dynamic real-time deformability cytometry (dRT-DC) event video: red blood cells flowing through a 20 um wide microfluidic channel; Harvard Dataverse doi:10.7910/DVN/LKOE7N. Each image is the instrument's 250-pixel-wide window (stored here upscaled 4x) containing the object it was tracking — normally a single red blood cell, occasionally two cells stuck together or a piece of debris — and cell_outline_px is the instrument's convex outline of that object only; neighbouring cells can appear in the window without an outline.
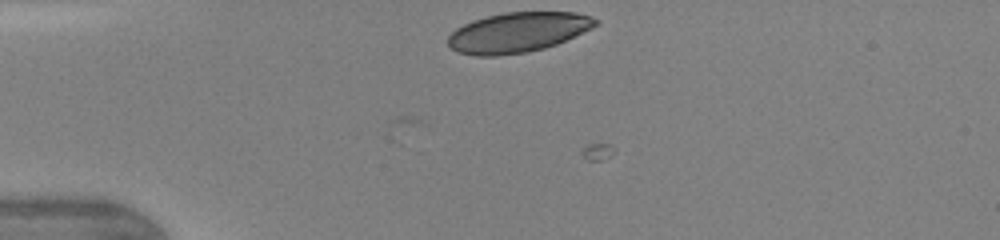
{"species": "human", "species_latin": "Homo sapiens", "temperature_condition": "warm", "stored_images_in_passage": 12, "camera_frame_rate_fps": 3000, "um_per_image_px": 0.085, "donor": {"sex": "female"}, "frame": {"image": 1, "passage_image": 1, "time_ms": 0.0, "image_size_px": [1000, 240], "cell_outline_px": [[600, 24], [592, 28], [556, 44], [544, 48], [528, 52], [496, 56], [476, 56], [456, 52], [448, 44], [448, 36], [456, 28], [472, 20], [504, 12], [576, 12], [600, 20]], "centroid_in_image_um": [44.01, 2.75], "position_along_channel_um": 41.0, "area_um2": 34.45}}